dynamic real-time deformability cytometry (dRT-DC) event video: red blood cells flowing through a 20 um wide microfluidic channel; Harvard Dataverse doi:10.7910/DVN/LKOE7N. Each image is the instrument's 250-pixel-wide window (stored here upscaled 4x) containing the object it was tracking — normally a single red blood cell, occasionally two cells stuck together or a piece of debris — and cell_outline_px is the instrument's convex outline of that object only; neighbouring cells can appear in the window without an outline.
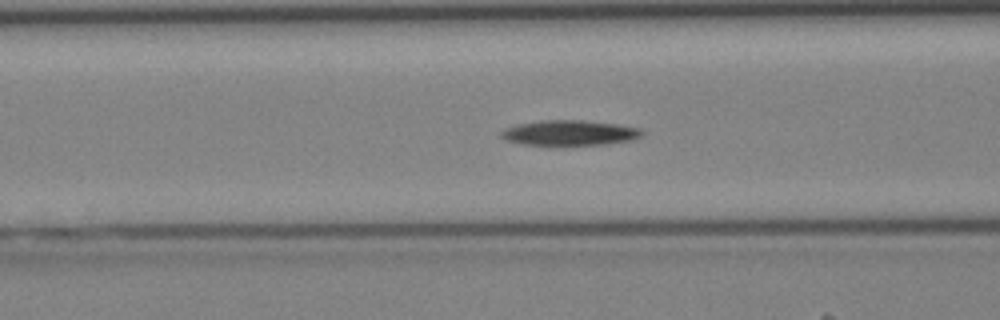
{"species": "Egyptian fruit bat (a non-hibernating species)", "species_latin": "Rousettus aegyptiacus", "temperature_condition": "cold", "stored_images_in_passage": 42, "camera_frame_rate_fps": 3000, "um_per_image_px": 0.085, "animal": {"sex": "female"}, "frame": {"image": 1, "passage_image": 17, "time_ms": 5.333, "image_size_px": [1000, 320], "cell_outline_px": [[644, 132], [640, 136], [632, 140], [608, 144], [524, 144], [508, 140], [500, 136], [500, 132], [504, 128], [520, 124], [540, 120], [580, 120], [620, 124], [640, 128]], "centroid_in_image_um": [48.46, 11.27], "position_along_channel_um": 118.1, "area_um2": 20.4}}
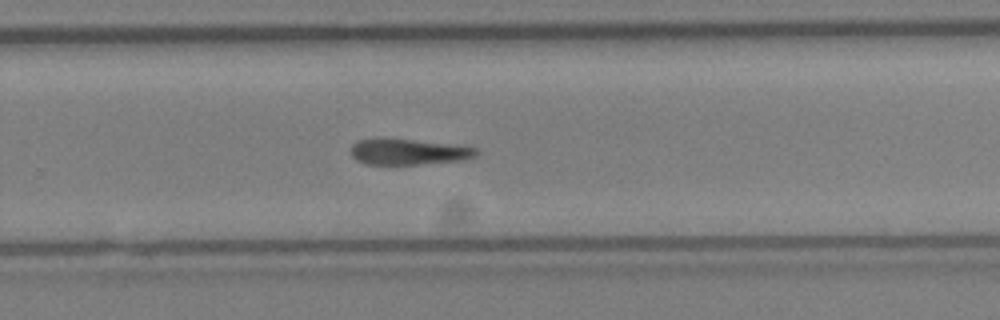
{"frame": {"image": 2, "passage_image": 28, "time_ms": 9.0, "image_size_px": [1000, 320], "cell_outline_px": [[480, 152], [476, 156], [460, 160], [416, 164], [364, 164], [356, 160], [352, 156], [352, 144], [356, 140], [412, 140], [456, 144], [480, 148]], "centroid_in_image_um": [34.79, 12.92], "position_along_channel_um": 295.0, "area_um2": 18.55}}
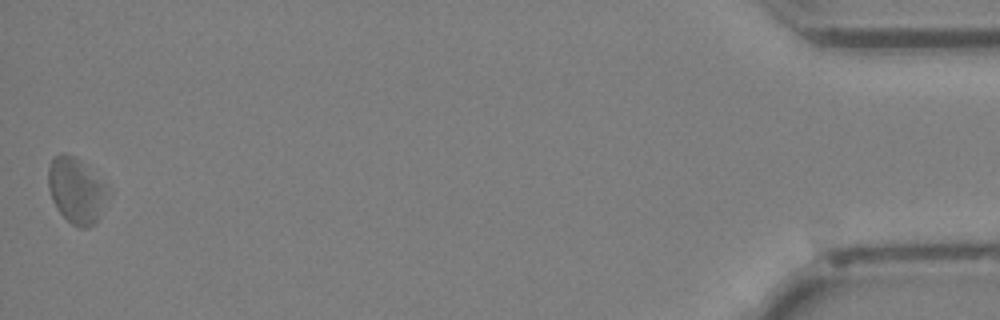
{"frame": {"image": 3, "passage_image": 42, "time_ms": 13.667, "image_size_px": [1000, 320], "cell_outline_px": [[104, 188], [96, 220], [88, 228], [80, 228], [72, 224], [60, 212], [52, 200], [48, 188], [48, 168], [52, 160], [60, 152], [64, 152], [80, 160]], "centroid_in_image_um": [6.33, 16.17], "position_along_channel_um": 428.9, "area_um2": 21.04}}